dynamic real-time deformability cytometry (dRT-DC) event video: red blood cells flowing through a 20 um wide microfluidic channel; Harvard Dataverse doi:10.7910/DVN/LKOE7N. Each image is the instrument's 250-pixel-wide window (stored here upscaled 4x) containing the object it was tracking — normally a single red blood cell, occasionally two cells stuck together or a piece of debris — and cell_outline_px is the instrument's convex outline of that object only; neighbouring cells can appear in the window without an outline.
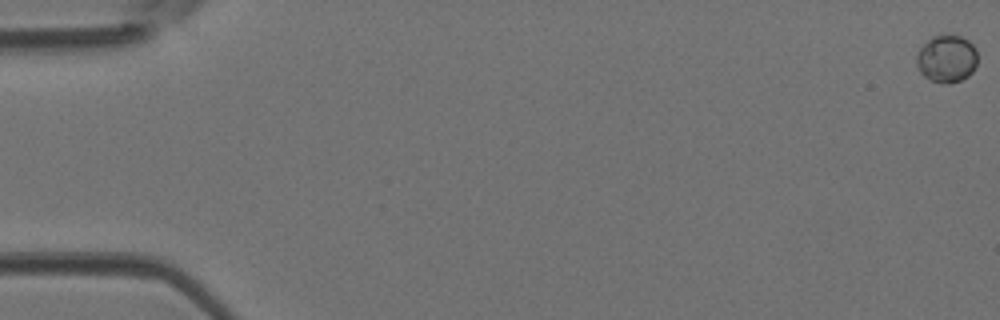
{"species": "Egyptian fruit bat (a non-hibernating species)", "species_latin": "Rousettus aegyptiacus", "temperature_condition": "room temperature", "stored_images_in_passage": 47, "camera_frame_rate_fps": 3000, "um_per_image_px": 0.085, "animal": {"sex": "female"}, "frame": {"image": 1, "passage_image": 1, "time_ms": 0.0, "image_size_px": [1000, 320], "cell_outline_px": [[976, 64], [972, 72], [968, 76], [960, 80], [948, 84], [944, 84], [928, 80], [920, 72], [916, 64], [916, 52], [932, 36], [956, 32], [968, 40], [976, 48]], "centroid_in_image_um": [80.45, 4.96], "position_along_channel_um": 4.5, "area_um2": 17.34}}
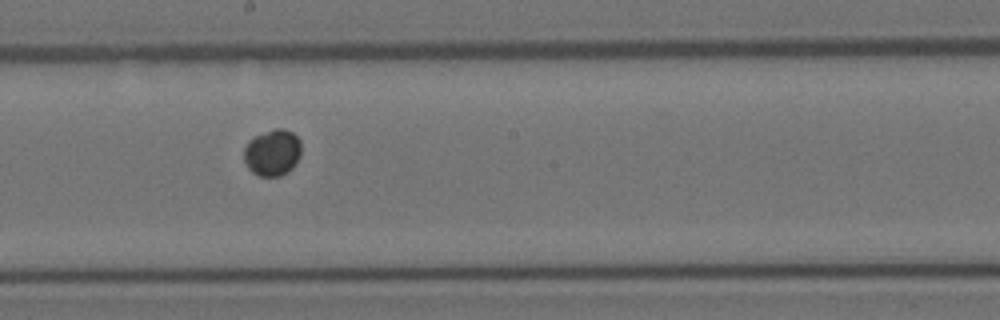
{"frame": {"image": 2, "passage_image": 27, "time_ms": 8.667, "image_size_px": [1000, 320], "cell_outline_px": [[300, 156], [296, 164], [288, 172], [280, 176], [260, 176], [252, 172], [244, 164], [244, 148], [248, 140], [252, 136], [276, 128], [284, 128], [292, 132], [300, 140]], "centroid_in_image_um": [23.14, 12.97], "position_along_channel_um": 225.1, "area_um2": 15.78}}
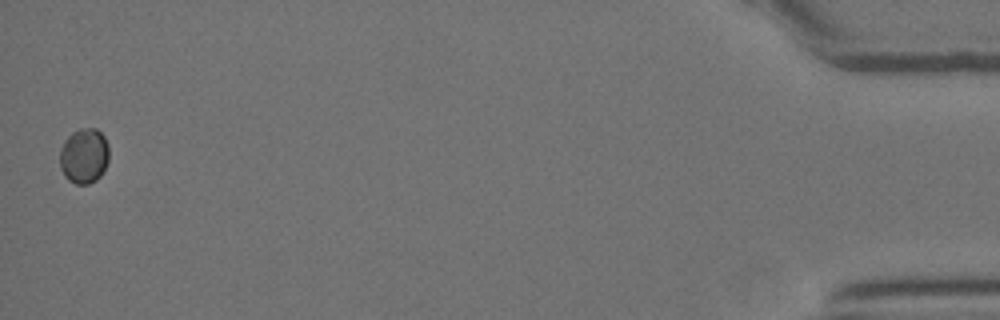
{"frame": {"image": 3, "passage_image": 47, "time_ms": 15.333, "image_size_px": [1000, 320], "cell_outline_px": [[108, 160], [100, 176], [96, 180], [88, 184], [76, 184], [68, 180], [64, 176], [60, 168], [60, 148], [64, 140], [72, 132], [80, 128], [96, 128], [104, 136], [108, 144]], "centroid_in_image_um": [7.12, 13.24], "position_along_channel_um": 428.1, "area_um2": 15.95}}